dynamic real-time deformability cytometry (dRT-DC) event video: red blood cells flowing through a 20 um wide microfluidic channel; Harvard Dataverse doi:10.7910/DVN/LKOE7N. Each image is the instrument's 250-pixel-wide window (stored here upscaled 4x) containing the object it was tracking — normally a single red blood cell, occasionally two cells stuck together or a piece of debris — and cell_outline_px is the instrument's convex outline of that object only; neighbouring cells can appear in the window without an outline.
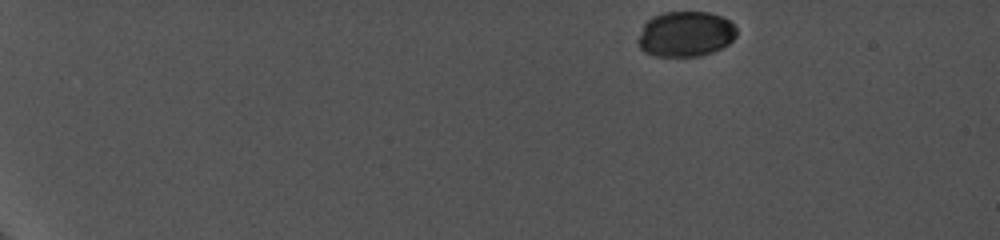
{"species": "common noctule bat (a hibernating species)", "species_latin": "Nyctalus noctula", "temperature_condition": "cold", "stored_images_in_passage": 46, "camera_frame_rate_fps": 5000, "um_per_image_px": 0.085, "animal": {"sex": "female", "body_mass_g": 19.0, "forearm_length_mm": 56.7}, "frame": {"image": 1, "passage_image": 1, "time_ms": 0.0, "image_size_px": [1000, 240], "cell_outline_px": [[736, 36], [728, 44], [712, 52], [700, 56], [656, 56], [644, 52], [640, 48], [636, 40], [644, 24], [652, 16], [664, 12], [708, 12], [720, 16], [728, 20], [736, 28]], "centroid_in_image_um": [58.24, 2.89], "position_along_channel_um": 26.8, "area_um2": 26.07}}
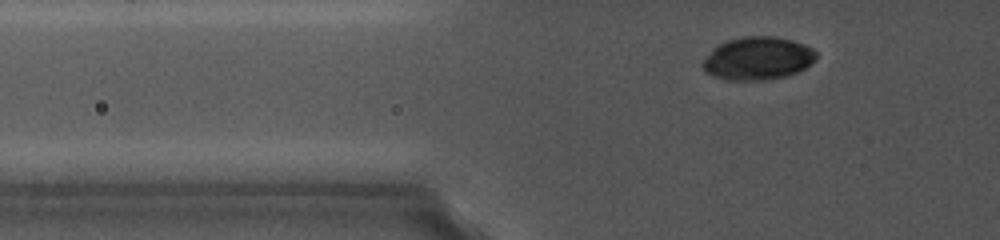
{"frame": {"image": 2, "passage_image": 27, "time_ms": 4.2, "image_size_px": [1000, 240], "cell_outline_px": [[816, 60], [804, 68], [796, 72], [784, 76], [764, 80], [728, 80], [712, 76], [700, 64], [712, 48], [728, 40], [744, 36], [776, 36], [792, 40], [804, 44], [812, 48], [816, 52]], "centroid_in_image_um": [64.4, 4.95], "position_along_channel_um": 61.4, "area_um2": 28.38}}
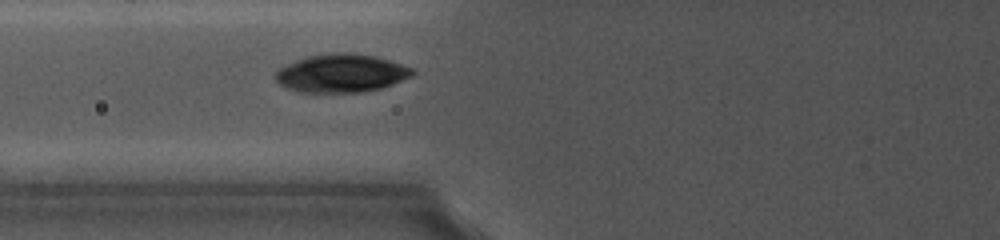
{"frame": {"image": 3, "passage_image": 38, "time_ms": 5.8, "image_size_px": [1000, 240], "cell_outline_px": [[416, 72], [412, 76], [392, 84], [380, 88], [364, 92], [300, 92], [288, 88], [280, 84], [272, 76], [276, 68], [304, 56], [328, 52], [352, 52], [376, 56], [412, 68]], "centroid_in_image_um": [28.94, 6.2], "position_along_channel_um": 96.9, "area_um2": 30.98}}